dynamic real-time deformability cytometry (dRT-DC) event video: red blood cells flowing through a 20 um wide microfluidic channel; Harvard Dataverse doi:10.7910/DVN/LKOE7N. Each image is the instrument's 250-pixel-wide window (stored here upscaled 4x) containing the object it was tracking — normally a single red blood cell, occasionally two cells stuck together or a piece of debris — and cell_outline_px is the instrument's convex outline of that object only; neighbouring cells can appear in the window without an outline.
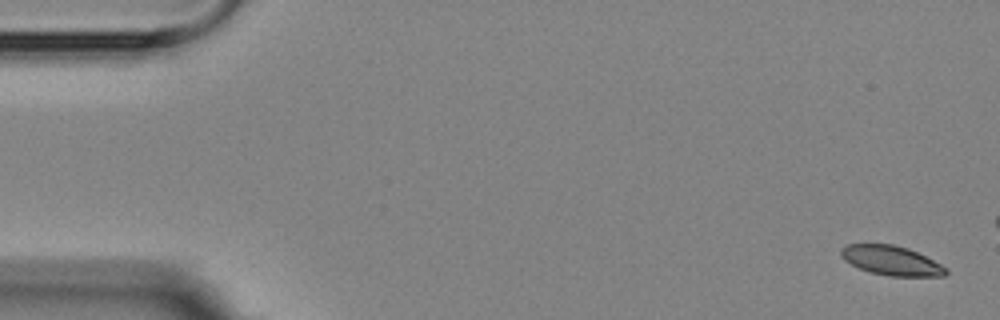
{"species": "Egyptian fruit bat (a non-hibernating species)", "species_latin": "Rousettus aegyptiacus", "temperature_condition": "room temperature", "stored_images_in_passage": 5, "camera_frame_rate_fps": 3000, "um_per_image_px": 0.085, "animal": {"sex": "female"}, "frame": {"image": 1, "passage_image": 1, "time_ms": 0.0, "image_size_px": [1000, 320], "cell_outline_px": [[948, 272], [944, 276], [888, 276], [872, 272], [860, 268], [844, 260], [840, 256], [840, 248], [848, 244], [892, 244], [908, 248], [948, 268]], "centroid_in_image_um": [75.75, 22.14], "position_along_channel_um": 9.3, "area_um2": 17.86}}